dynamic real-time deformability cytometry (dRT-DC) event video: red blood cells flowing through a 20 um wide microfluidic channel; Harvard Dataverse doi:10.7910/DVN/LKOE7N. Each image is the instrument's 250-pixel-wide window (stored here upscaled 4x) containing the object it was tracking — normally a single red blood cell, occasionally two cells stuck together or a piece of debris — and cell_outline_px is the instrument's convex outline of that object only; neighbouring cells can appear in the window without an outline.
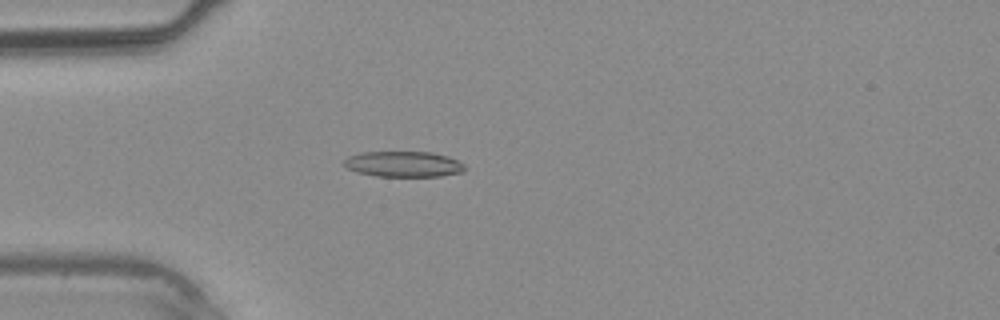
{"species": "common noctule bat (a hibernating species)", "species_latin": "Nyctalus noctula", "temperature_condition": "warm", "stored_images_in_passage": 37, "camera_frame_rate_fps": 3000, "um_per_image_px": 0.085, "animal": {"sex": "male", "body_mass_g": 20.4}, "frame": {"image": 1, "passage_image": 10, "time_ms": 3.0, "image_size_px": [1000, 320], "cell_outline_px": [[464, 172], [440, 176], [376, 176], [356, 172], [348, 168], [344, 164], [344, 160], [348, 156], [360, 152], [432, 152], [448, 156], [464, 164]], "centroid_in_image_um": [34.29, 13.95], "position_along_channel_um": 50.7, "area_um2": 18.03}}
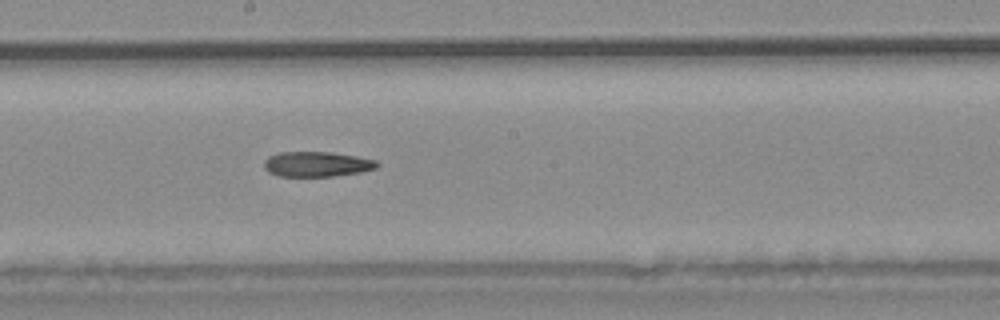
{"frame": {"image": 2, "passage_image": 20, "time_ms": 6.333, "image_size_px": [1000, 320], "cell_outline_px": [[380, 164], [376, 168], [360, 172], [332, 176], [280, 176], [268, 172], [264, 168], [264, 160], [268, 156], [280, 152], [328, 152], [356, 156], [376, 160]], "centroid_in_image_um": [26.91, 13.95], "position_along_channel_um": 221.3, "area_um2": 16.47}}
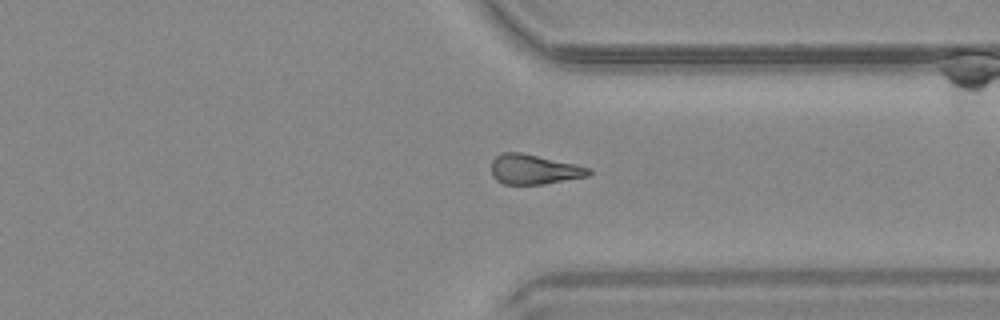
{"frame": {"image": 3, "passage_image": 28, "time_ms": 9.0, "image_size_px": [1000, 320], "cell_outline_px": [[592, 172], [588, 176], [544, 184], [504, 184], [496, 180], [492, 176], [492, 160], [500, 152], [520, 152], [576, 164], [592, 168]], "centroid_in_image_um": [45.39, 14.39], "position_along_channel_um": 366.0, "area_um2": 16.99}}